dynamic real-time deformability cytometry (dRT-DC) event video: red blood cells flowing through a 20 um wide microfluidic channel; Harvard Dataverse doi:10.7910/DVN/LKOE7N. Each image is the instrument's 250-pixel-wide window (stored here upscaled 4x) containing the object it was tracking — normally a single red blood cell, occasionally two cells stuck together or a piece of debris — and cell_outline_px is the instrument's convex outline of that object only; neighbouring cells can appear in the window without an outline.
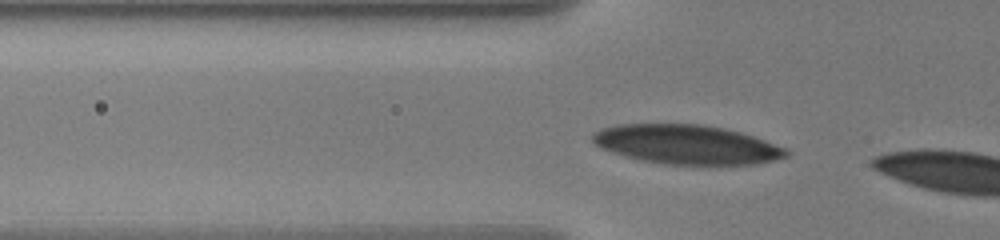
{"species": "human", "species_latin": "Homo sapiens", "temperature_condition": "warm", "stored_images_in_passage": 31, "camera_frame_rate_fps": 3000, "um_per_image_px": 0.085, "donor": {"sex": "male"}, "frame": {"image": 1, "passage_image": 3, "time_ms": 0.667, "image_size_px": [1000, 240], "cell_outline_px": [[792, 152], [788, 156], [776, 160], [756, 164], [668, 164], [644, 160], [612, 152], [600, 148], [592, 140], [592, 132], [600, 128], [616, 124], [704, 124], [724, 128], [740, 132], [788, 148]], "centroid_in_image_um": [58.39, 12.27], "position_along_channel_um": 67.4, "area_um2": 44.27}}
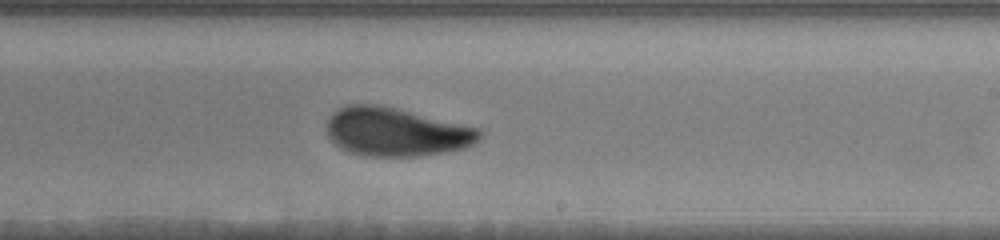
{"frame": {"image": 2, "passage_image": 19, "time_ms": 6.0, "image_size_px": [1000, 240], "cell_outline_px": [[484, 132], [472, 144], [464, 148], [420, 156], [368, 156], [352, 152], [340, 148], [328, 136], [328, 120], [332, 112], [348, 104], [376, 104], [480, 128]], "centroid_in_image_um": [33.66, 11.21], "position_along_channel_um": 255.3, "area_um2": 42.66}}
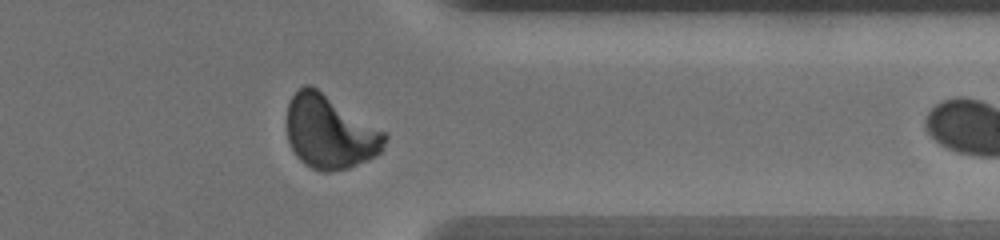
{"frame": {"image": 3, "passage_image": 30, "time_ms": 9.667, "image_size_px": [1000, 240], "cell_outline_px": [[388, 136], [384, 148], [376, 156], [368, 160], [348, 168], [328, 172], [320, 172], [304, 164], [296, 156], [288, 140], [288, 104], [292, 96], [304, 84], [312, 84], [388, 132]], "centroid_in_image_um": [28.09, 11.21], "position_along_channel_um": 383.3, "area_um2": 42.6}}